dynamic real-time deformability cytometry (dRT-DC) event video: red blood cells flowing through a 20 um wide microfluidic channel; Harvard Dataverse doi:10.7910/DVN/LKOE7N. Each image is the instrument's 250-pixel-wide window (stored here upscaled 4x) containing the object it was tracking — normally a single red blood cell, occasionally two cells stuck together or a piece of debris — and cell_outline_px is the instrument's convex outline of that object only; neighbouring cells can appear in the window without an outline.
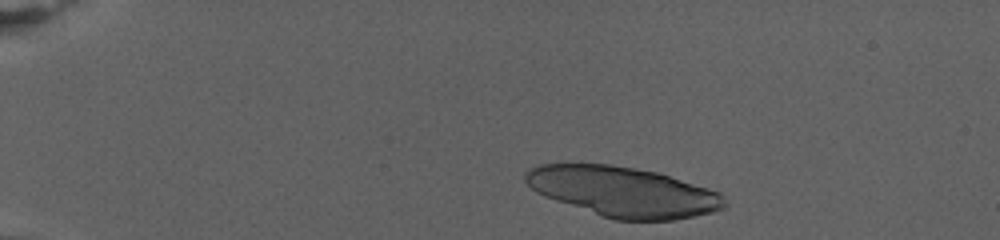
{"species": "human", "species_latin": "Homo sapiens", "temperature_condition": "warm", "stored_images_in_passage": 7, "camera_frame_rate_fps": 3000, "um_per_image_px": 0.085, "donor": {"sex": "female"}, "frame": {"image": 1, "passage_image": 1, "time_ms": 0.0, "image_size_px": [1000, 240], "cell_outline_px": [[728, 204], [724, 208], [712, 212], [672, 220], [612, 220], [544, 196], [536, 192], [524, 180], [524, 172], [540, 164], [564, 160], [612, 164], [636, 168], [656, 172], [708, 188], [720, 192], [724, 196]], "centroid_in_image_um": [52.89, 16.25], "position_along_channel_um": 32.1, "area_um2": 58.96}}